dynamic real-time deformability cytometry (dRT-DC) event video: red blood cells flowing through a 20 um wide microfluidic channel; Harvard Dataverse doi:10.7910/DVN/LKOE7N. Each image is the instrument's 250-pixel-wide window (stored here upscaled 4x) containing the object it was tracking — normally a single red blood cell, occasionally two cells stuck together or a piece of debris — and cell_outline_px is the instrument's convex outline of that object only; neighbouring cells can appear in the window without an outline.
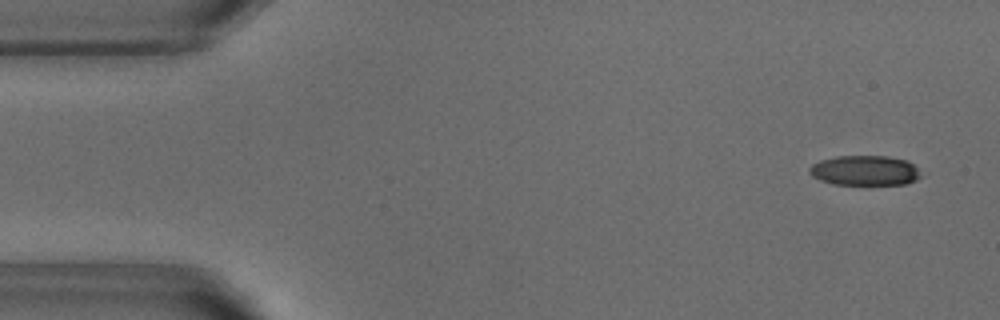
{"species": "common noctule bat (a hibernating species)", "species_latin": "Nyctalus noctula", "temperature_condition": "warm", "stored_images_in_passage": 52, "camera_frame_rate_fps": 3000, "um_per_image_px": 0.085, "animal": {"sex": "male", "body_mass_g": 18.8}, "frame": {"image": 1, "passage_image": 3, "time_ms": 0.667, "image_size_px": [1000, 320], "cell_outline_px": [[924, 176], [916, 180], [904, 184], [832, 184], [820, 180], [812, 176], [808, 172], [808, 168], [812, 164], [820, 160], [836, 156], [888, 156], [904, 160], [912, 164]], "centroid_in_image_um": [73.48, 14.49], "position_along_channel_um": 11.5, "area_um2": 19.48}}
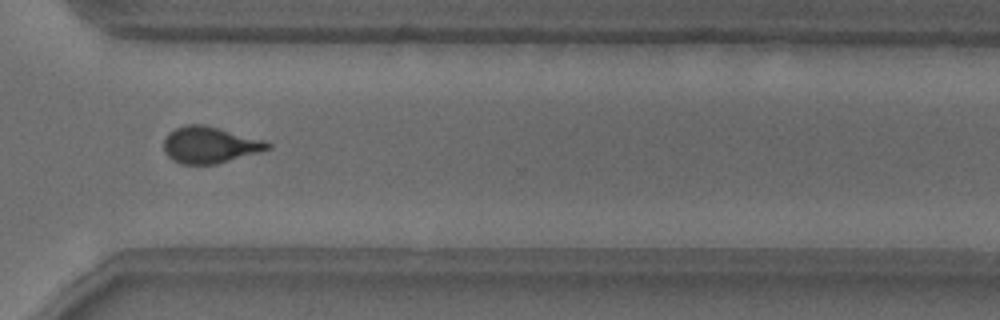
{"frame": {"image": 2, "passage_image": 38, "time_ms": 12.333, "image_size_px": [1000, 320], "cell_outline_px": [[272, 148], [260, 152], [216, 164], [180, 164], [172, 160], [164, 152], [164, 140], [168, 132], [184, 124], [204, 124], [260, 140], [272, 144]], "centroid_in_image_um": [17.78, 12.32], "position_along_channel_um": 352.8, "area_um2": 21.91}}
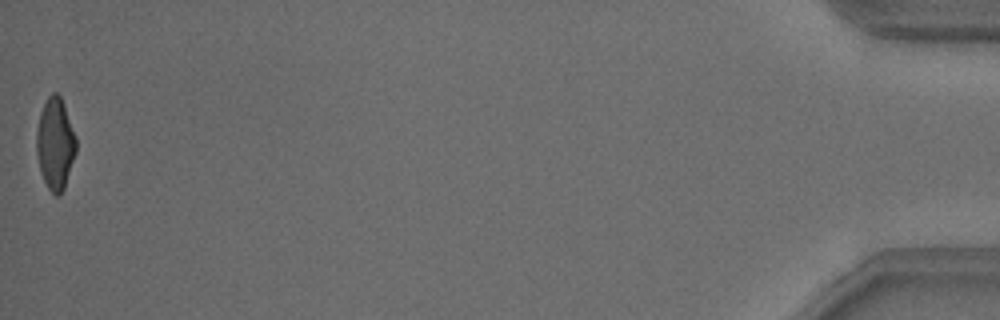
{"frame": {"image": 3, "passage_image": 52, "time_ms": 17.0, "image_size_px": [1000, 320], "cell_outline_px": [[76, 152], [64, 188], [60, 196], [56, 196], [48, 188], [40, 172], [36, 152], [36, 132], [40, 112], [48, 96], [52, 92], [56, 92], [60, 96], [64, 104], [76, 136]], "centroid_in_image_um": [4.69, 12.22], "position_along_channel_um": 430.5, "area_um2": 21.21}, "authors_computed_cell_mechanics": {"area_um2": 21.964, "velocity_mm_per_s": 3.8419, "shape_relaxation_time_tau1_ms": 3.8303, "shape_relaxation_time_tau2_ms": 1.2754, "deformation_change_tau1": 0.1511, "deformation_change_tau2": 0.0808}}